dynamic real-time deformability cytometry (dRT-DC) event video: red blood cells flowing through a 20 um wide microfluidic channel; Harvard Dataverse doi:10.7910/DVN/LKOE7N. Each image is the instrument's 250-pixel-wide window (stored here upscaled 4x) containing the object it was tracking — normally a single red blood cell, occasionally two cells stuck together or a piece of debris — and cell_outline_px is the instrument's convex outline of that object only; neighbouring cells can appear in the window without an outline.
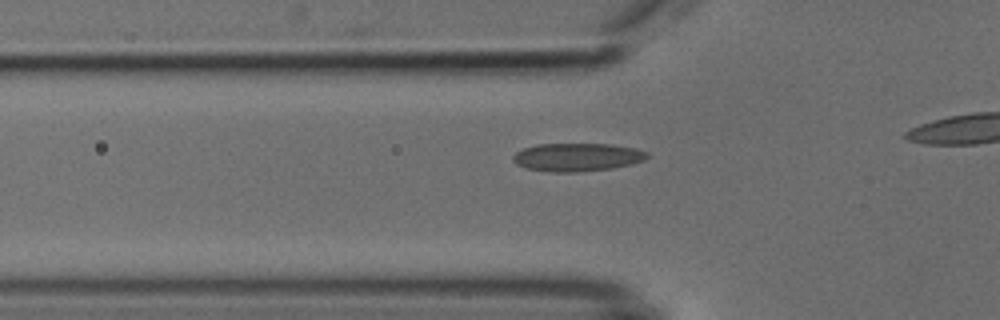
{"species": "common noctule bat (a hibernating species)", "species_latin": "Nyctalus noctula", "temperature_condition": "cold", "stored_images_in_passage": 23, "camera_frame_rate_fps": 3000, "um_per_image_px": 0.085, "animal": {"sex": "male", "body_mass_g": 18.8}, "frame": {"image": 1, "passage_image": 14, "time_ms": 4.333, "image_size_px": [1000, 320], "cell_outline_px": [[648, 156], [644, 160], [632, 164], [612, 168], [576, 172], [552, 172], [524, 168], [516, 164], [512, 160], [512, 156], [516, 152], [524, 148], [536, 144], [608, 144], [636, 148], [648, 152]], "centroid_in_image_um": [49.04, 13.36], "position_along_channel_um": 76.8, "area_um2": 22.08}}
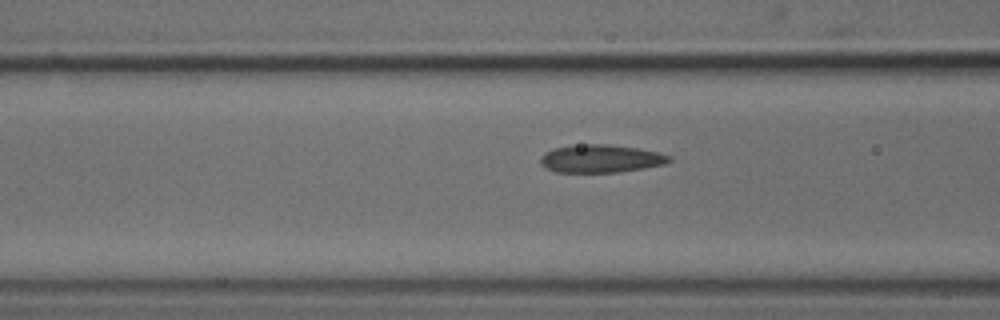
{"frame": {"image": 2, "passage_image": 17, "time_ms": 5.333, "image_size_px": [1000, 320], "cell_outline_px": [[672, 160], [664, 164], [644, 168], [620, 172], [556, 172], [544, 168], [540, 164], [540, 156], [544, 152], [552, 148], [588, 144], [608, 144], [640, 148], [660, 152], [672, 156]], "centroid_in_image_um": [51.07, 13.48], "position_along_channel_um": 115.5, "area_um2": 21.21}}
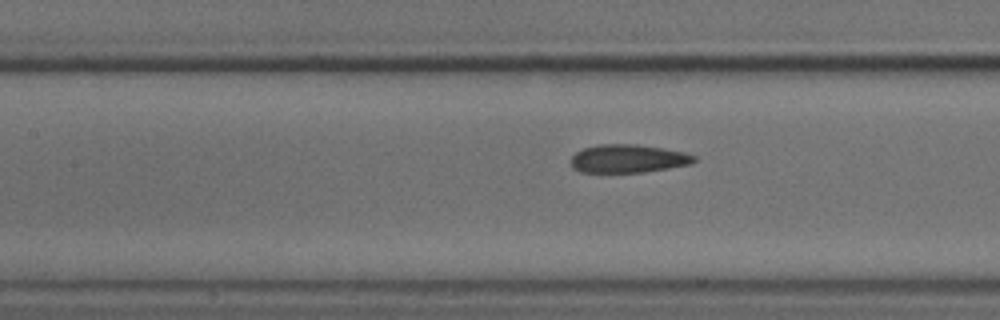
{"frame": {"image": 3, "passage_image": 20, "time_ms": 6.333, "image_size_px": [1000, 320], "cell_outline_px": [[696, 160], [692, 164], [644, 172], [580, 172], [572, 168], [572, 156], [576, 152], [584, 148], [600, 144], [636, 144], [664, 148], [684, 152], [696, 156]], "centroid_in_image_um": [53.41, 13.48], "position_along_channel_um": 154.0, "area_um2": 20.29}}